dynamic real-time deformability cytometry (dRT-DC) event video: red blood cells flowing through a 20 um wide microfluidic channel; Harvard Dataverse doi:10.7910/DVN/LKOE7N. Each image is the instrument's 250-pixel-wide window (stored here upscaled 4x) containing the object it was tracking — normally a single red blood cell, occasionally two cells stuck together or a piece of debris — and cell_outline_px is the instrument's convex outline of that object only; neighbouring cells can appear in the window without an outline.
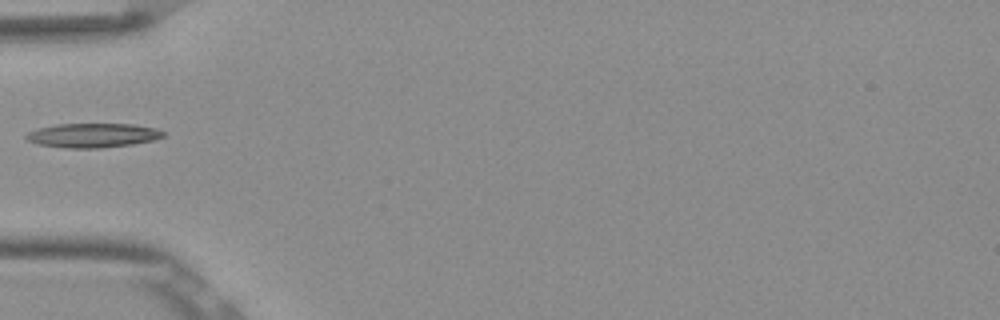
{"species": "Egyptian fruit bat (a non-hibernating species)", "species_latin": "Rousettus aegyptiacus", "temperature_condition": "room temperature", "stored_images_in_passage": 35, "camera_frame_rate_fps": 3000, "um_per_image_px": 0.085, "frame": {"image": 1, "passage_image": 1, "time_ms": 0.0, "image_size_px": [1000, 320], "cell_outline_px": [[164, 136], [152, 140], [132, 144], [100, 148], [64, 148], [40, 144], [28, 140], [24, 136], [28, 132], [40, 128], [56, 124], [132, 124], [156, 128], [164, 132]], "centroid_in_image_um": [7.89, 11.5], "position_along_channel_um": 77.1, "area_um2": 19.19}}
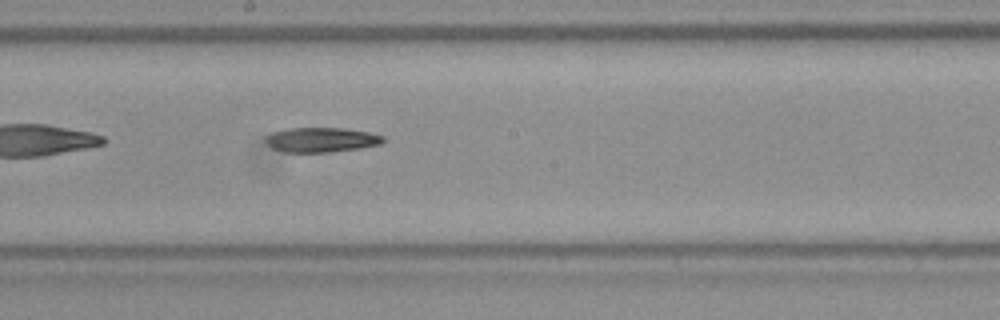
{"frame": {"image": 2, "passage_image": 12, "time_ms": 3.667, "image_size_px": [1000, 320], "cell_outline_px": [[384, 140], [380, 144], [360, 148], [332, 152], [284, 152], [272, 148], [268, 144], [268, 136], [272, 132], [288, 128], [340, 128], [368, 132], [384, 136]], "centroid_in_image_um": [27.33, 11.89], "position_along_channel_um": 220.9, "area_um2": 16.7}}
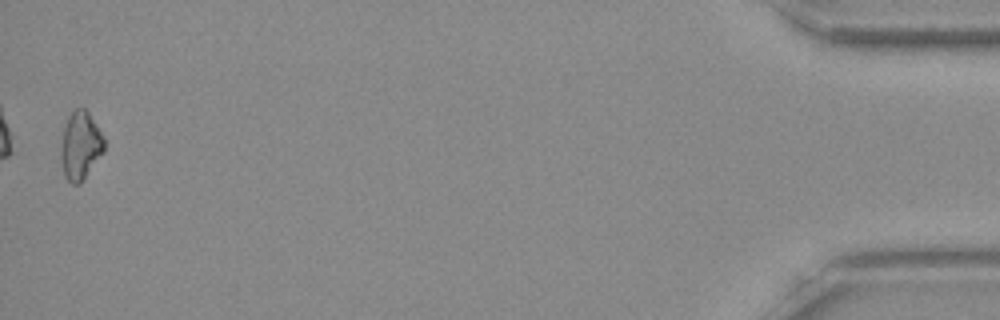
{"frame": {"image": 3, "passage_image": 35, "time_ms": 11.333, "image_size_px": [1000, 320], "cell_outline_px": [[104, 152], [80, 184], [72, 184], [64, 176], [60, 160], [60, 148], [64, 128], [68, 116], [76, 108], [84, 108], [88, 112], [104, 136]], "centroid_in_image_um": [6.83, 12.4], "position_along_channel_um": 428.4, "area_um2": 17.28}}